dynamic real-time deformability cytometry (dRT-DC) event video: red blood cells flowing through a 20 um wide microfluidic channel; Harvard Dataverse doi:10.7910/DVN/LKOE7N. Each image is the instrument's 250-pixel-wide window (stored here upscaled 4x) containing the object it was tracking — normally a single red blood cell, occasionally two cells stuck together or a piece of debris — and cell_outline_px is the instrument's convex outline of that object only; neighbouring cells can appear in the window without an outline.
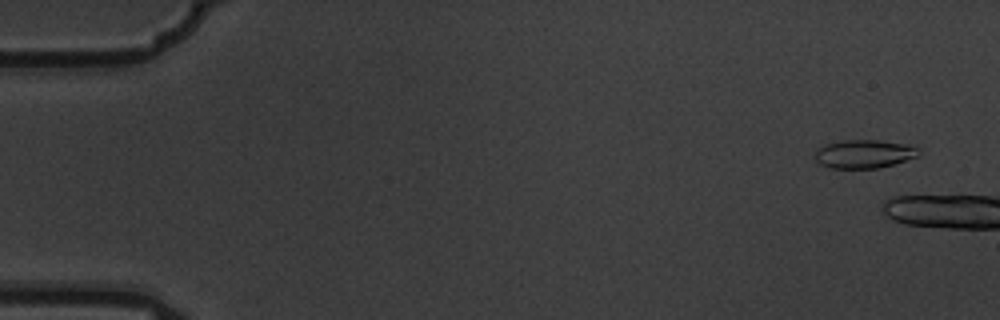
{"species": "common noctule bat (a hibernating species)", "species_latin": "Nyctalus noctula", "temperature_condition": "warm", "stored_images_in_passage": 2, "camera_frame_rate_fps": 3000, "um_per_image_px": 0.085, "animal": {"sex": "male", "body_mass_g": 19.5, "forearm_length_mm": 54.6}, "frame": {"image": 1, "passage_image": 1, "time_ms": 0.0, "image_size_px": [1000, 320], "cell_outline_px": [[920, 152], [916, 156], [880, 168], [828, 168], [820, 164], [816, 160], [816, 148], [824, 144], [844, 140], [880, 140], [904, 144], [920, 148]], "centroid_in_image_um": [73.4, 13.08], "position_along_channel_um": 11.6, "area_um2": 17.11}}